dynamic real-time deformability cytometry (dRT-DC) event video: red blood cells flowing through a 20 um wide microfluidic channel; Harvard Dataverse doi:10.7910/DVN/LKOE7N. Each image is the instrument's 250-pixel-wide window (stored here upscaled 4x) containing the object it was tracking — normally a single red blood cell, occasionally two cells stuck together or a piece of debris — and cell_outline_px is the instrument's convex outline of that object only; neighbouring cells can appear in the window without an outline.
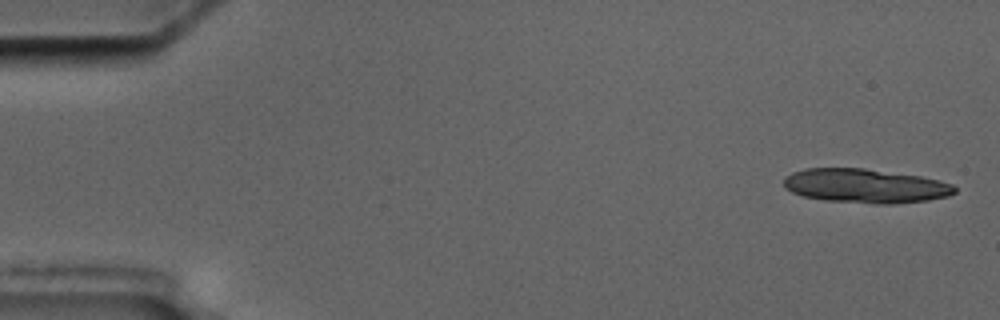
{"species": "common noctule bat (a hibernating species)", "species_latin": "Nyctalus noctula", "temperature_condition": "cold", "stored_images_in_passage": 7, "segment_of_instrument_passage": [1, 2], "camera_frame_rate_fps": 3000, "um_per_image_px": 0.085, "animal": {"sex": "male", "body_mass_g": 17.5, "forearm_length_mm": 52.3}, "frame": {"image": 1, "passage_image": 1, "time_ms": 0.0, "image_size_px": [1000, 320], "cell_outline_px": [[956, 192], [948, 196], [928, 200], [892, 204], [880, 204], [824, 200], [804, 196], [792, 192], [784, 188], [784, 176], [792, 172], [804, 168], [864, 168], [920, 176], [940, 180], [952, 184], [956, 188]], "centroid_in_image_um": [73.54, 15.8], "position_along_channel_um": 11.5, "area_um2": 34.1}}